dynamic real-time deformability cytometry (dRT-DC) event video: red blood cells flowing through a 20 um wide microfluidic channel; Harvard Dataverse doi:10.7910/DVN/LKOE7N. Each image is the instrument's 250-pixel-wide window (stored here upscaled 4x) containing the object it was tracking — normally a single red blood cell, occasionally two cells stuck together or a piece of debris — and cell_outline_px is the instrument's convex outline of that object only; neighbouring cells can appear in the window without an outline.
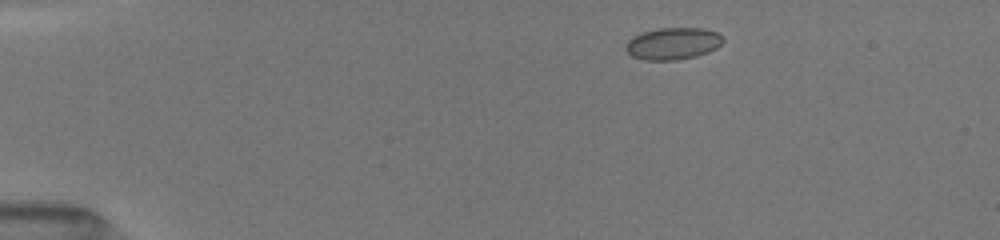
{"species": "common noctule bat (a hibernating species)", "species_latin": "Nyctalus noctula", "temperature_condition": "room temperature", "stored_images_in_passage": 5, "camera_frame_rate_fps": 3000, "um_per_image_px": 0.085, "animal": {"sex": "female", "body_mass_g": 19.5, "forearm_length_mm": 54.1}, "frame": {"image": 1, "passage_image": 2, "time_ms": 1.0, "image_size_px": [1000, 240], "cell_outline_px": [[724, 40], [716, 48], [708, 52], [696, 56], [676, 60], [644, 60], [632, 56], [624, 48], [624, 44], [632, 36], [640, 32], [656, 28], [704, 28], [716, 32]], "centroid_in_image_um": [57.14, 3.69], "position_along_channel_um": 27.9, "area_um2": 18.26}}
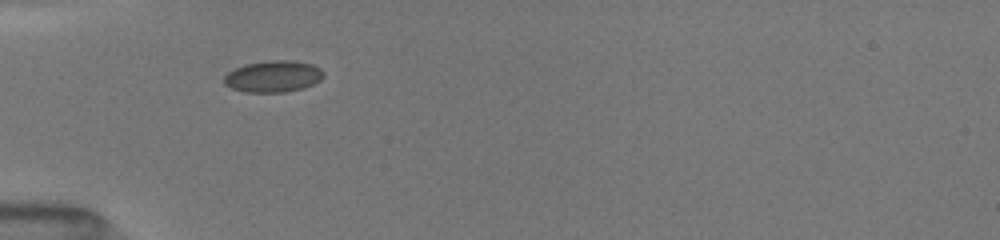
{"frame": {"image": 2, "passage_image": 4, "time_ms": 3.667, "image_size_px": [1000, 240], "cell_outline_px": [[324, 76], [320, 80], [304, 88], [284, 92], [244, 92], [232, 88], [224, 84], [224, 76], [228, 72], [236, 68], [248, 64], [268, 60], [292, 60], [312, 64], [320, 68], [324, 72]], "centroid_in_image_um": [23.24, 6.49], "position_along_channel_um": 61.8, "area_um2": 18.26}}
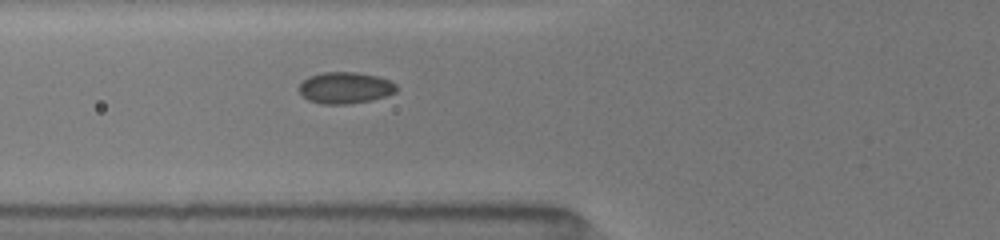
{"frame": {"image": 3, "passage_image": 5, "time_ms": 4.667, "image_size_px": [1000, 240], "cell_outline_px": [[396, 92], [372, 100], [348, 104], [320, 104], [308, 100], [300, 92], [300, 84], [308, 76], [324, 72], [356, 72], [376, 76], [388, 80], [396, 84]], "centroid_in_image_um": [29.33, 7.46], "position_along_channel_um": 96.5, "area_um2": 17.74}}